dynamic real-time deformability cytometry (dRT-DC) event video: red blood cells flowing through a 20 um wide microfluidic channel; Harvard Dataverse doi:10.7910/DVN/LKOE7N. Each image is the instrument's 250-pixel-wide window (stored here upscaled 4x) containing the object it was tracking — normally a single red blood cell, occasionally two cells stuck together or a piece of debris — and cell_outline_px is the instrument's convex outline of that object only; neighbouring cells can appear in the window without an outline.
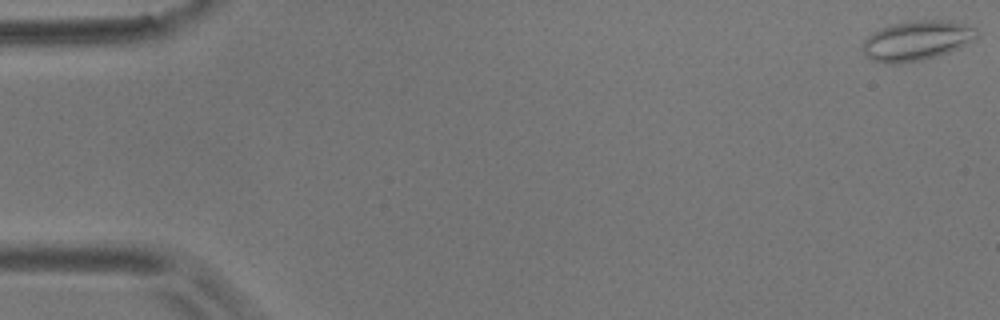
{"species": "common noctule bat (a hibernating species)", "species_latin": "Nyctalus noctula", "temperature_condition": "room temperature", "stored_images_in_passage": 5, "camera_frame_rate_fps": 3000, "um_per_image_px": 0.085, "animal": {"sex": "male", "body_mass_g": 17.9}, "frame": {"image": 1, "passage_image": 1, "time_ms": 0.0, "image_size_px": [1000, 320], "cell_outline_px": [[980, 32], [972, 40], [948, 52], [920, 60], [900, 64], [888, 64], [872, 60], [864, 52], [860, 44], [872, 32], [880, 28], [892, 24], [908, 20], [948, 20], [964, 24], [976, 28]], "centroid_in_image_um": [77.87, 3.43], "position_along_channel_um": 7.1, "area_um2": 26.41}}